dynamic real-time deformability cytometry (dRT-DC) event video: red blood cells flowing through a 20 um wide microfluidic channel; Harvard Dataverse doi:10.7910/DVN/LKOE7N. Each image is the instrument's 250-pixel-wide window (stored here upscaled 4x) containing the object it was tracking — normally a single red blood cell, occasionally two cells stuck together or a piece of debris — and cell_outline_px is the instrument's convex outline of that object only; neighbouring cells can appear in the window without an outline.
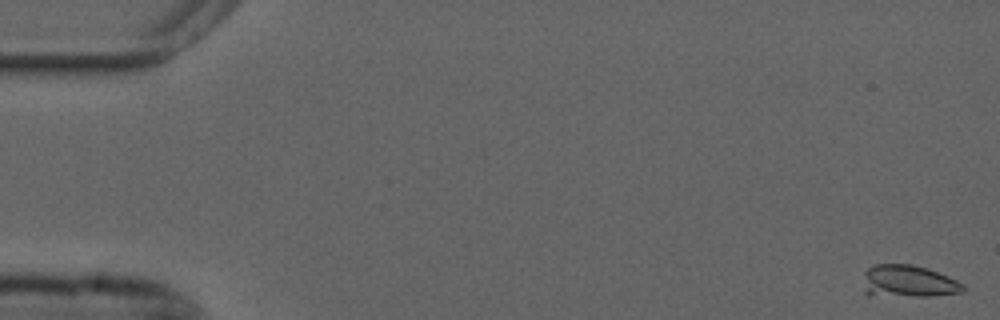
{"species": "common noctule bat (a hibernating species)", "species_latin": "Nyctalus noctula", "temperature_condition": "cold", "stored_images_in_passage": 55, "camera_frame_rate_fps": 3000, "um_per_image_px": 0.085, "animal": {"sex": "male", "forearm_length_mm": 52.5}, "frame": {"image": 1, "passage_image": 1, "time_ms": 0.0, "image_size_px": [1000, 320], "cell_outline_px": [[964, 292], [932, 296], [868, 296], [864, 292], [864, 272], [872, 264], [912, 264], [928, 268], [948, 276], [964, 284]], "centroid_in_image_um": [77.18, 23.92], "position_along_channel_um": 7.8, "area_um2": 19.13}}
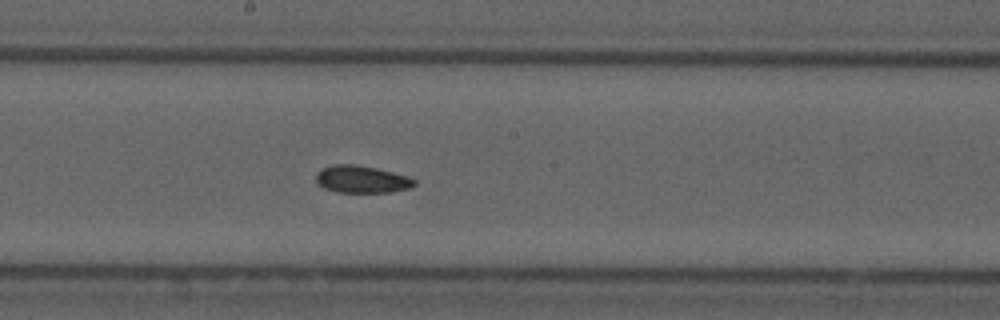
{"frame": {"image": 2, "passage_image": 30, "time_ms": 9.667, "image_size_px": [1000, 320], "cell_outline_px": [[416, 184], [408, 188], [388, 192], [340, 192], [324, 188], [316, 184], [316, 172], [320, 168], [332, 164], [352, 164], [376, 168], [408, 176], [416, 180]], "centroid_in_image_um": [30.69, 15.23], "position_along_channel_um": 217.5, "area_um2": 15.66}}
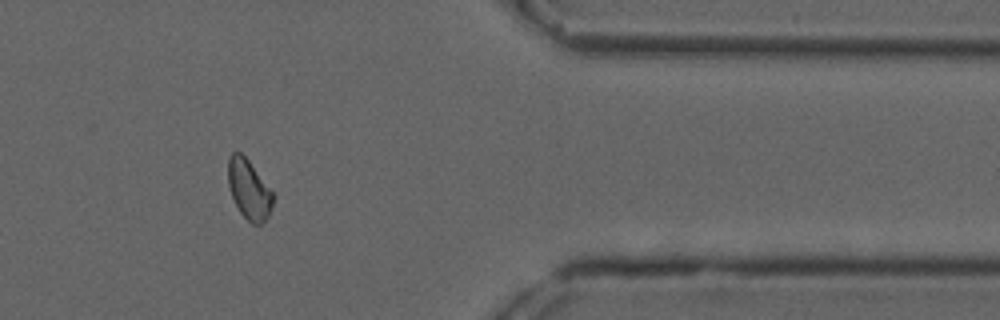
{"frame": {"image": 3, "passage_image": 46, "time_ms": 15.0, "image_size_px": [1000, 320], "cell_outline_px": [[276, 196], [268, 216], [260, 224], [252, 224], [240, 212], [232, 196], [228, 184], [228, 156], [232, 152], [240, 152], [248, 160]], "centroid_in_image_um": [21.17, 16.09], "position_along_channel_um": 390.2, "area_um2": 15.49}}